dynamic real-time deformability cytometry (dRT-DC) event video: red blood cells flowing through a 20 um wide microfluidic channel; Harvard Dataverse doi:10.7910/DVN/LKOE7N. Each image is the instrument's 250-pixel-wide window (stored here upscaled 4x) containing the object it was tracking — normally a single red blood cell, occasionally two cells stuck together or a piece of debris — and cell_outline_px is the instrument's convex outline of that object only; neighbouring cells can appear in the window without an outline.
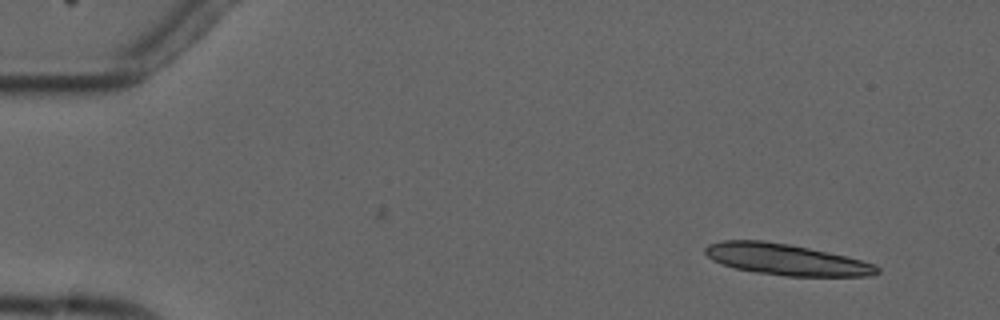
{"species": "common noctule bat (a hibernating species)", "species_latin": "Nyctalus noctula", "temperature_condition": "cold", "stored_images_in_passage": 5, "camera_frame_rate_fps": 3000, "um_per_image_px": 0.085, "animal": {"sex": "male", "forearm_length_mm": 52.5}, "frame": {"image": 1, "passage_image": 1, "time_ms": 0.0, "image_size_px": [1000, 320], "cell_outline_px": [[880, 272], [872, 276], [784, 276], [756, 272], [736, 268], [712, 260], [704, 252], [704, 248], [708, 244], [724, 240], [764, 240], [788, 244], [828, 252], [876, 264], [880, 268]], "centroid_in_image_um": [66.83, 22.06], "position_along_channel_um": 18.2, "area_um2": 31.1}}